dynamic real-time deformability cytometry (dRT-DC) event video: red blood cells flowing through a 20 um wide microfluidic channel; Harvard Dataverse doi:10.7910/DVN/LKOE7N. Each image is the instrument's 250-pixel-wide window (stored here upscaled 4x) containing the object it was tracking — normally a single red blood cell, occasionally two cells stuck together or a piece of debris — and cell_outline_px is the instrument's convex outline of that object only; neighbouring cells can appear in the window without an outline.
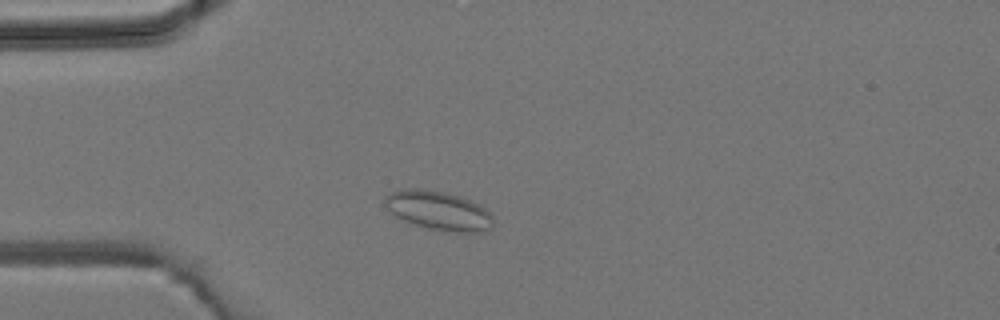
{"species": "common noctule bat (a hibernating species)", "species_latin": "Nyctalus noctula", "temperature_condition": "room temperature", "stored_images_in_passage": 40, "camera_frame_rate_fps": 3000, "um_per_image_px": 0.085, "animal": {"sex": "male", "body_mass_g": 19.2, "forearm_length_mm": 51.8}, "frame": {"image": 1, "passage_image": 7, "time_ms": 2.0, "image_size_px": [1000, 320], "cell_outline_px": [[492, 228], [484, 232], [456, 232], [428, 228], [404, 220], [396, 216], [384, 204], [384, 196], [392, 192], [404, 188], [424, 188], [444, 192], [460, 196], [472, 200], [480, 204], [492, 216]], "centroid_in_image_um": [37.29, 17.88], "position_along_channel_um": 47.7, "area_um2": 24.62}}
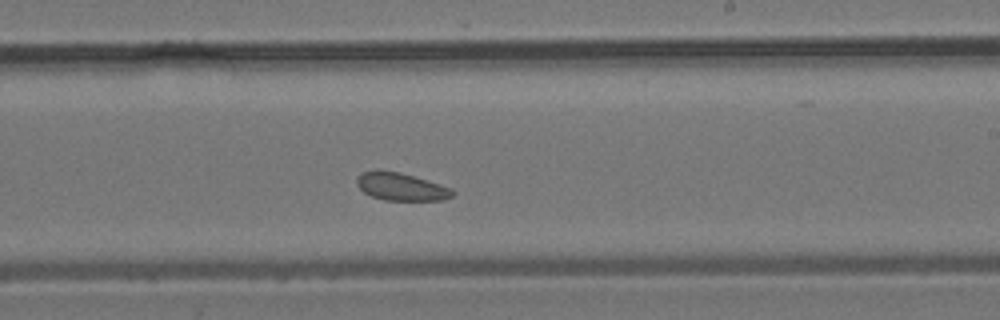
{"frame": {"image": 2, "passage_image": 22, "time_ms": 7.0, "image_size_px": [1000, 320], "cell_outline_px": [[456, 192], [452, 196], [444, 200], [384, 200], [372, 196], [364, 192], [356, 184], [356, 176], [364, 172], [376, 168], [380, 168], [400, 172], [428, 180], [452, 188]], "centroid_in_image_um": [34.08, 15.84], "position_along_channel_um": 254.9, "area_um2": 15.78}}
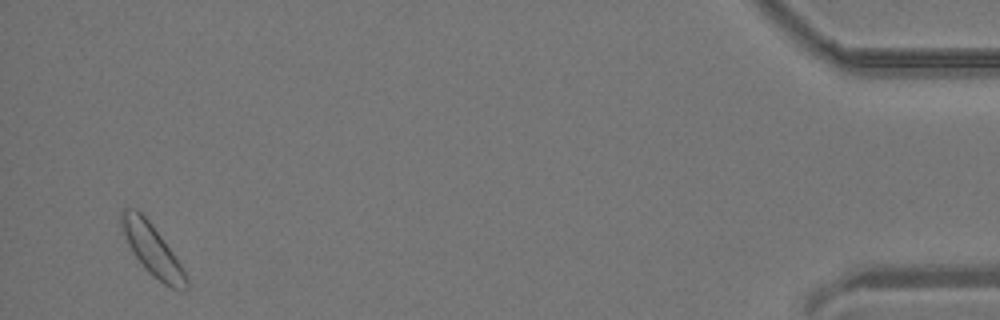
{"frame": {"image": 3, "passage_image": 39, "time_ms": 12.667, "image_size_px": [1000, 320], "cell_outline_px": [[188, 288], [172, 288], [164, 284], [148, 272], [144, 268], [128, 244], [120, 224], [120, 212], [124, 208], [136, 208], [148, 220], [172, 252], [180, 264], [188, 280]], "centroid_in_image_um": [12.9, 21.2], "position_along_channel_um": 422.3, "area_um2": 18.67}}